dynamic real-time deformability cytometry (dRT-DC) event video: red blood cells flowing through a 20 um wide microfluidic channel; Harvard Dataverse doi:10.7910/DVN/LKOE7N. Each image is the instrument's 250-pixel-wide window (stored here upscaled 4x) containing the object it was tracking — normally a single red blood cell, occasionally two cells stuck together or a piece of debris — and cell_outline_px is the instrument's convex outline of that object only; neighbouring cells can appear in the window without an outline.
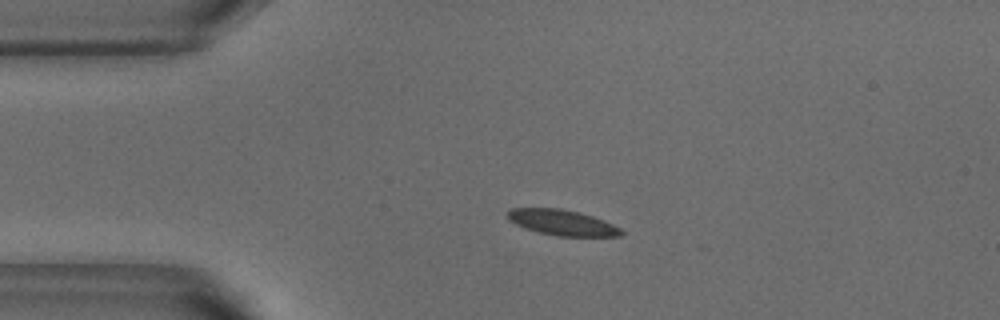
{"species": "common noctule bat (a hibernating species)", "species_latin": "Nyctalus noctula", "temperature_condition": "warm", "stored_images_in_passage": 35, "camera_frame_rate_fps": 3000, "um_per_image_px": 0.085, "animal": {"sex": "male", "body_mass_g": 18.8}, "frame": {"image": 1, "passage_image": 11, "time_ms": 3.333, "image_size_px": [1000, 320], "cell_outline_px": [[624, 232], [620, 236], [556, 236], [524, 228], [508, 220], [504, 212], [512, 208], [560, 208], [592, 216], [604, 220], [620, 228]], "centroid_in_image_um": [47.73, 18.91], "position_along_channel_um": 37.3, "area_um2": 16.94}}
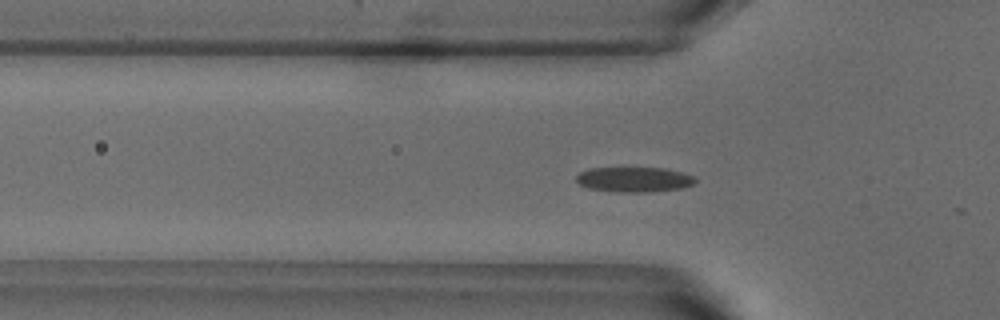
{"frame": {"image": 2, "passage_image": 16, "time_ms": 5.0, "image_size_px": [1000, 320], "cell_outline_px": [[696, 184], [684, 188], [652, 192], [616, 192], [588, 188], [580, 184], [576, 180], [576, 176], [580, 172], [588, 168], [664, 168], [696, 176]], "centroid_in_image_um": [53.94, 15.26], "position_along_channel_um": 71.9, "area_um2": 17.57}}
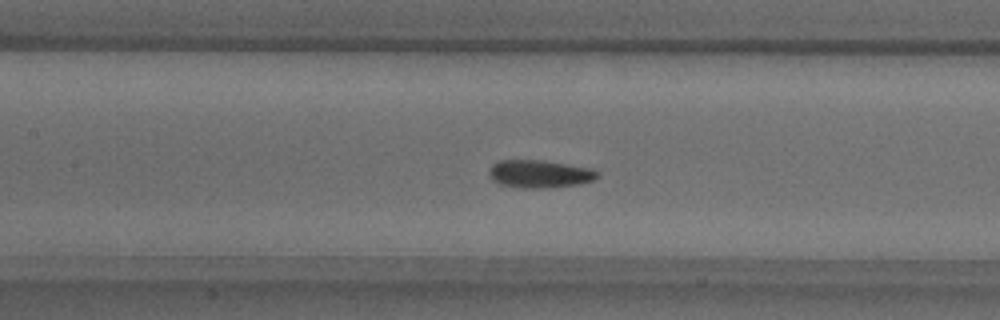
{"frame": {"image": 3, "passage_image": 23, "time_ms": 7.333, "image_size_px": [1000, 320], "cell_outline_px": [[600, 176], [592, 180], [580, 184], [548, 188], [520, 188], [500, 184], [492, 180], [488, 172], [488, 168], [496, 160], [544, 160], [592, 168], [600, 172]], "centroid_in_image_um": [45.86, 14.77], "position_along_channel_um": 161.5, "area_um2": 17.92}}